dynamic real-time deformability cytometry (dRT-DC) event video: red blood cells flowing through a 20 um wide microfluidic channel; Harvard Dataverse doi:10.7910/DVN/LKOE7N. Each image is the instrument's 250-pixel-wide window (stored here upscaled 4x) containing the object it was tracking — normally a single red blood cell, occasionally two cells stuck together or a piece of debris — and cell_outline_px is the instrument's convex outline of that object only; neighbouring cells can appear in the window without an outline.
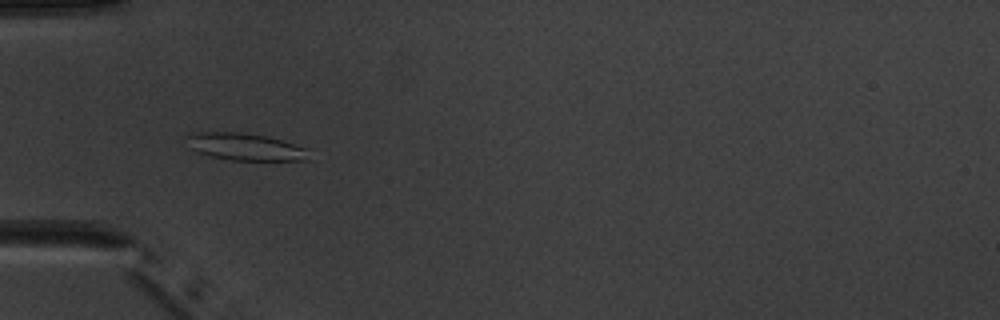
{"species": "common noctule bat (a hibernating species)", "species_latin": "Nyctalus noctula", "temperature_condition": "warm", "stored_images_in_passage": 7, "camera_frame_rate_fps": 3000, "um_per_image_px": 0.085, "animal": {"sex": "male", "body_mass_g": 20.1, "forearm_length_mm": 53.5}, "frame": {"image": 1, "passage_image": 5, "time_ms": 5.667, "image_size_px": [1000, 320], "cell_outline_px": [[308, 160], [232, 160], [212, 156], [196, 152], [188, 148], [184, 136], [192, 132], [240, 132], [268, 136], [308, 148]], "centroid_in_image_um": [20.78, 12.46], "position_along_channel_um": 64.2, "area_um2": 19.59}}
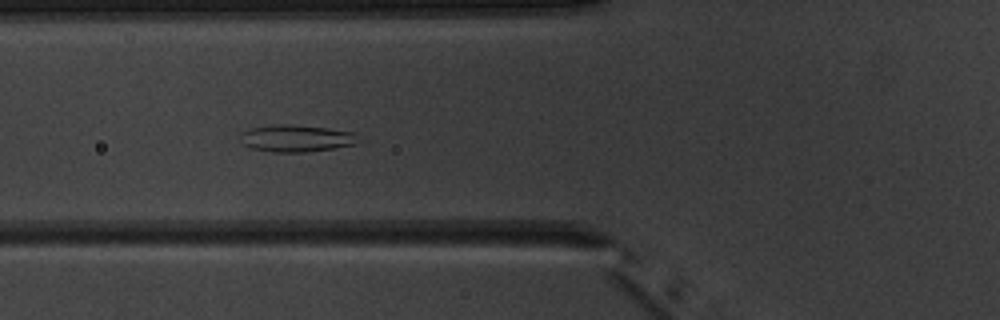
{"frame": {"image": 2, "passage_image": 6, "time_ms": 6.667, "image_size_px": [1000, 320], "cell_outline_px": [[356, 144], [336, 148], [304, 152], [272, 152], [252, 148], [240, 144], [240, 132], [252, 128], [272, 124], [292, 124], [328, 128], [352, 132]], "centroid_in_image_um": [25.08, 11.75], "position_along_channel_um": 100.7, "area_um2": 18.55}}